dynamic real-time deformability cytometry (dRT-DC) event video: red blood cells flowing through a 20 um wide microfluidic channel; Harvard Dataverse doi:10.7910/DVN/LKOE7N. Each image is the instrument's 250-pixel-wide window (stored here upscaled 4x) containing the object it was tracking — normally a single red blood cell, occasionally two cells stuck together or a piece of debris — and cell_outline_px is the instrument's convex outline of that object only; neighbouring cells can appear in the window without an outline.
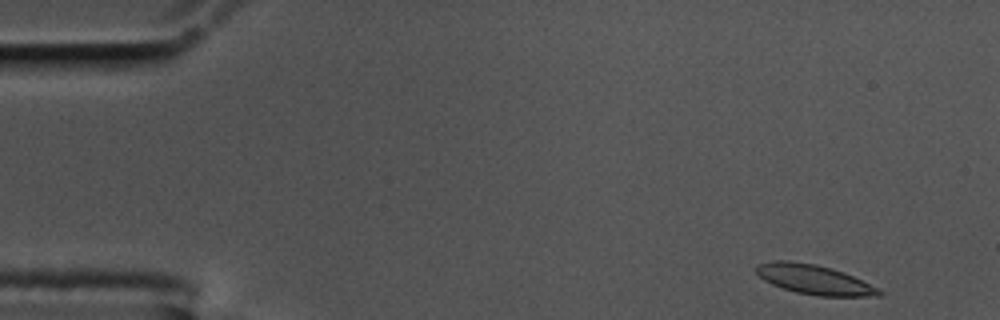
{"species": "common noctule bat (a hibernating species)", "species_latin": "Nyctalus noctula", "temperature_condition": "cold", "stored_images_in_passage": 55, "camera_frame_rate_fps": 3000, "um_per_image_px": 0.085, "animal": {"sex": "male", "body_mass_g": 17.5, "forearm_length_mm": 52.3}, "frame": {"image": 1, "passage_image": 2, "time_ms": 0.333, "image_size_px": [1000, 320], "cell_outline_px": [[884, 296], [816, 296], [796, 292], [772, 284], [764, 280], [756, 272], [756, 264], [772, 260], [788, 260], [816, 264], [844, 272], [884, 292]], "centroid_in_image_um": [69.17, 23.75], "position_along_channel_um": 15.8, "area_um2": 21.04}}
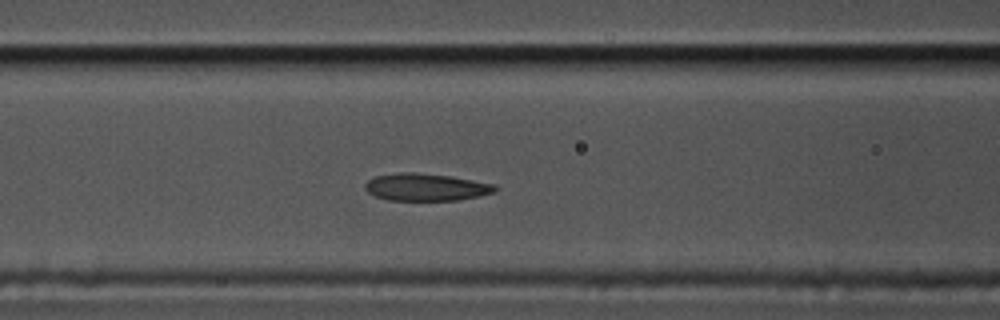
{"frame": {"image": 2, "passage_image": 21, "time_ms": 6.667, "image_size_px": [1000, 320], "cell_outline_px": [[496, 192], [480, 196], [460, 200], [388, 200], [376, 196], [368, 192], [364, 188], [364, 184], [368, 180], [376, 176], [400, 172], [412, 172], [452, 176], [496, 184]], "centroid_in_image_um": [36.23, 15.9], "position_along_channel_um": 130.4, "area_um2": 20.81}}
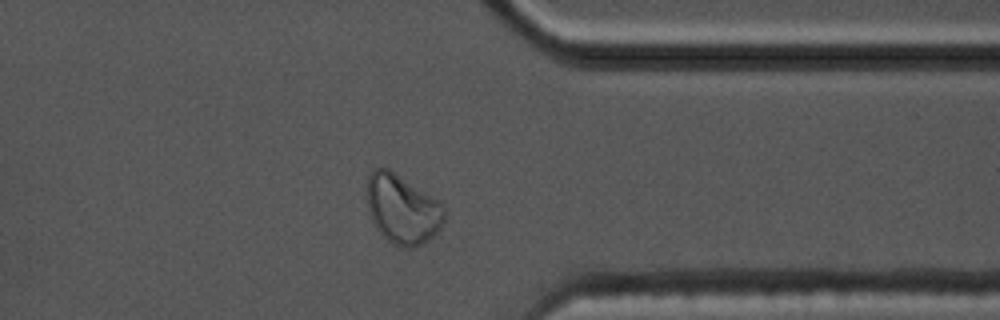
{"frame": {"image": 3, "passage_image": 43, "time_ms": 14.0, "image_size_px": [1000, 320], "cell_outline_px": [[444, 224], [428, 240], [412, 248], [404, 248], [392, 244], [372, 224], [368, 212], [364, 188], [368, 172], [376, 168], [388, 168], [440, 200], [444, 204]], "centroid_in_image_um": [34.16, 17.75], "position_along_channel_um": 377.2, "area_um2": 32.02}, "authors_computed_cell_mechanics": {"area_um2": 21.4438, "velocity_mm_per_s": 3.4481, "shape_relaxation_time_tau1_ms": null, "shape_relaxation_time_tau2_ms": 1.7389, "deformation_change_tau1": null, "deformation_change_tau2": 0.0654}}